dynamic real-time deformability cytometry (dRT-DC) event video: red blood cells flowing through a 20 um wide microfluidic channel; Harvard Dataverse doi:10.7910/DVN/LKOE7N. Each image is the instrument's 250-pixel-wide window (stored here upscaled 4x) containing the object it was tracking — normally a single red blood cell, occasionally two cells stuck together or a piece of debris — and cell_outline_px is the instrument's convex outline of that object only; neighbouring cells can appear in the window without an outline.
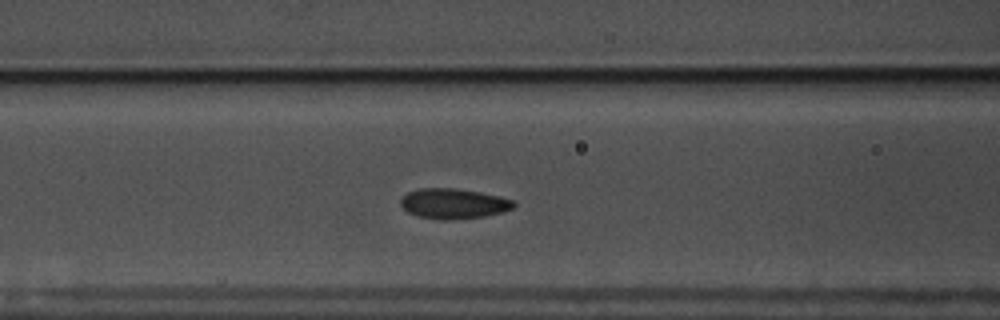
{"species": "common noctule bat (a hibernating species)", "species_latin": "Nyctalus noctula", "temperature_condition": "warm", "stored_images_in_passage": 55, "camera_frame_rate_fps": 3000, "um_per_image_px": 0.085, "animal": {"sex": "male", "body_mass_g": 17.5, "forearm_length_mm": 52.3}, "frame": {"image": 1, "passage_image": 20, "time_ms": 6.333, "image_size_px": [1000, 320], "cell_outline_px": [[516, 204], [512, 208], [500, 212], [484, 216], [452, 220], [440, 220], [416, 216], [408, 212], [400, 204], [400, 200], [408, 192], [420, 188], [456, 188], [480, 192], [500, 196], [516, 200]], "centroid_in_image_um": [38.55, 17.3], "position_along_channel_um": 128.0, "area_um2": 20.0}}
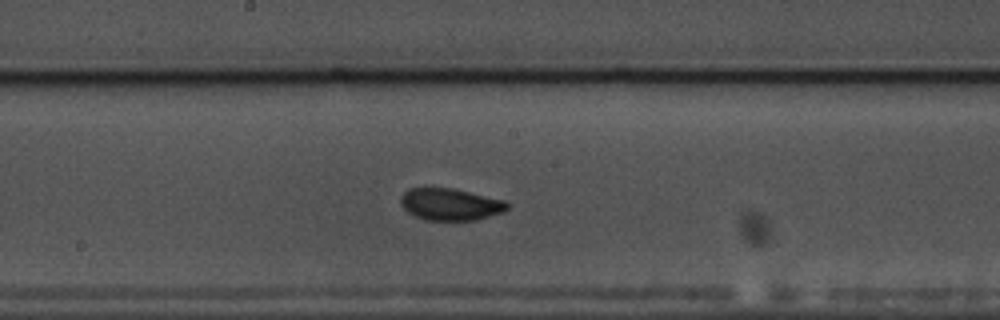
{"frame": {"image": 2, "passage_image": 27, "time_ms": 8.667, "image_size_px": [1000, 320], "cell_outline_px": [[508, 208], [504, 212], [476, 220], [424, 220], [412, 216], [400, 204], [400, 196], [408, 188], [452, 188], [504, 200], [508, 204]], "centroid_in_image_um": [38.24, 17.38], "position_along_channel_um": 210.0, "area_um2": 19.94}}
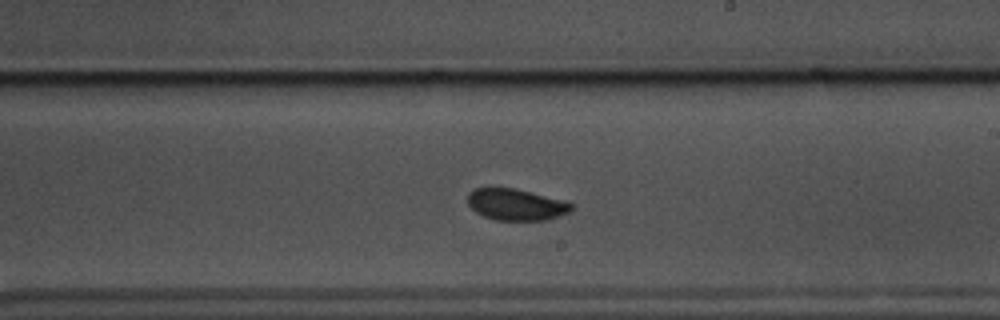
{"frame": {"image": 3, "passage_image": 30, "time_ms": 9.667, "image_size_px": [1000, 320], "cell_outline_px": [[572, 208], [568, 212], [548, 220], [496, 220], [484, 216], [476, 212], [468, 204], [468, 192], [472, 188], [488, 184], [516, 188], [564, 200], [572, 204]], "centroid_in_image_um": [43.78, 17.33], "position_along_channel_um": 245.2, "area_um2": 19.65}, "authors_computed_cell_mechanics": {"area_um2": 19.4208, "velocity_mm_per_s": 3.5335, "shape_relaxation_time_tau1_ms": 3.2127, "shape_relaxation_time_tau2_ms": 0.9217, "deformation_change_tau1": 0.0944, "deformation_change_tau2": 0.0534}}